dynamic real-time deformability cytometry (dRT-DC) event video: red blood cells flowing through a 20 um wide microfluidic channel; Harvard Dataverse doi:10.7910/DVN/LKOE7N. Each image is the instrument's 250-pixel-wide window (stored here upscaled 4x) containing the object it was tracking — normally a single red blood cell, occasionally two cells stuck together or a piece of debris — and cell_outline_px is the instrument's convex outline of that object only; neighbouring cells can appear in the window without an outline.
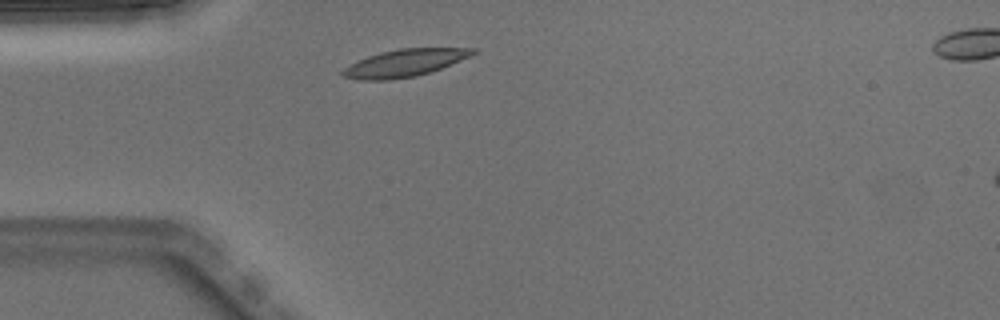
{"species": "Egyptian fruit bat (a non-hibernating species)", "species_latin": "Rousettus aegyptiacus", "temperature_condition": "warm", "stored_images_in_passage": 2, "camera_frame_rate_fps": 3000, "um_per_image_px": 0.085, "animal": {"sex": "male"}, "frame": {"image": 1, "passage_image": 1, "time_ms": 0.0, "image_size_px": [1000, 320], "cell_outline_px": [[476, 52], [472, 56], [440, 68], [416, 76], [388, 80], [360, 80], [340, 76], [340, 72], [344, 68], [368, 56], [380, 52], [400, 48], [476, 48]], "centroid_in_image_um": [34.38, 5.35], "position_along_channel_um": 50.6, "area_um2": 20.58}}